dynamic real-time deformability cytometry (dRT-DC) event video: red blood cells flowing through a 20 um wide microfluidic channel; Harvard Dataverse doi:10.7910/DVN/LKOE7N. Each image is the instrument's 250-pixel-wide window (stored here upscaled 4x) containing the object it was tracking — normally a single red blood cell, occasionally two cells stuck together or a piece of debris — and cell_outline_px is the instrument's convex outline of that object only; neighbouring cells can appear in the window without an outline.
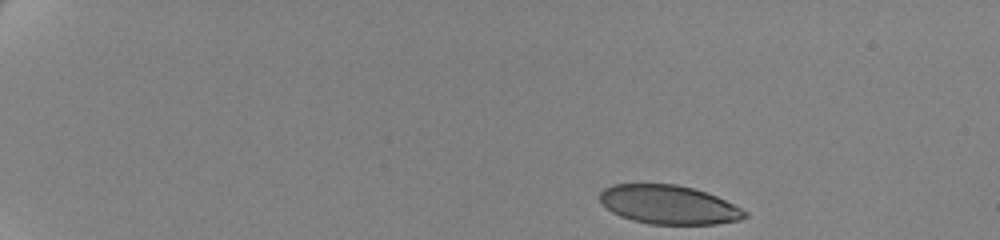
{"species": "human", "species_latin": "Homo sapiens", "temperature_condition": "cold", "stored_images_in_passage": 51, "camera_frame_rate_fps": 3000, "um_per_image_px": 0.085, "donor": {"sex": "female"}, "frame": {"image": 1, "passage_image": 1, "time_ms": 0.0, "image_size_px": [1000, 240], "cell_outline_px": [[748, 216], [740, 220], [716, 224], [648, 224], [632, 220], [620, 216], [612, 212], [600, 200], [600, 192], [604, 188], [612, 184], [676, 184], [692, 188], [716, 196], [748, 212]], "centroid_in_image_um": [56.83, 17.4], "position_along_channel_um": 28.2, "area_um2": 32.66}}
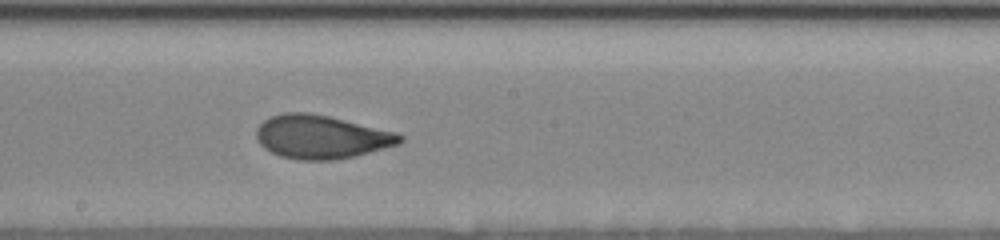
{"frame": {"image": 2, "passage_image": 28, "time_ms": 9.0, "image_size_px": [1000, 240], "cell_outline_px": [[404, 140], [400, 144], [352, 156], [332, 160], [296, 160], [280, 156], [264, 148], [256, 140], [256, 128], [264, 120], [272, 116], [284, 112], [308, 112], [328, 116], [396, 132], [404, 136]], "centroid_in_image_um": [27.28, 11.63], "position_along_channel_um": 220.9, "area_um2": 36.3}}
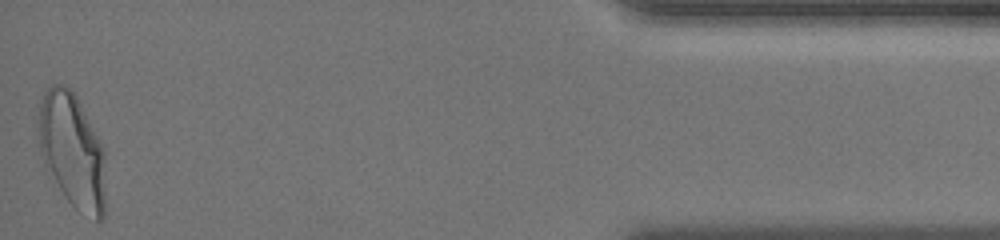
{"frame": {"image": 3, "passage_image": 51, "time_ms": 16.667, "image_size_px": [1000, 240], "cell_outline_px": [[104, 216], [100, 220], [96, 220], [76, 208], [64, 196], [44, 160], [40, 152], [40, 100], [44, 92], [52, 84], [64, 84], [76, 96], [104, 148]], "centroid_in_image_um": [6.16, 12.78], "position_along_channel_um": 429.0, "area_um2": 43.7}, "authors_computed_cell_mechanics": {"area_um2": 36.1828, "velocity_mm_per_s": 3.4795, "shape_relaxation_time_tau1_ms": 3.7393, "shape_relaxation_time_tau2_ms": 1.1022, "deformation_change_tau1": 0.1602, "deformation_change_tau2": 0.0586}}